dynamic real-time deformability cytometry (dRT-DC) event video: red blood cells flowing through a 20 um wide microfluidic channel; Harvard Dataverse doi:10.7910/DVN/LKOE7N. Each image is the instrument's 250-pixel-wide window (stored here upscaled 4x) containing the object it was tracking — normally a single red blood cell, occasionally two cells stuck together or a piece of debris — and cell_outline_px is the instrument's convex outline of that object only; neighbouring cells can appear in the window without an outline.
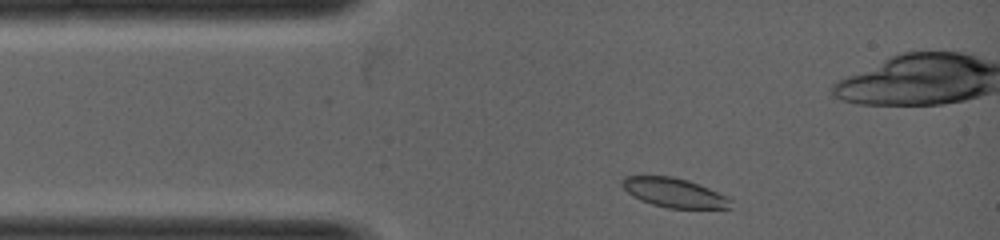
{"species": "common noctule bat (a hibernating species)", "species_latin": "Nyctalus noctula", "temperature_condition": "warm", "stored_images_in_passage": 28, "camera_frame_rate_fps": 5000, "um_per_image_px": 0.085, "animal": {"sex": "female", "body_mass_g": 19.0, "forearm_length_mm": 53.3}, "frame": {"image": 1, "passage_image": 2, "time_ms": 0.2, "image_size_px": [1000, 240], "cell_outline_px": [[732, 208], [668, 208], [652, 204], [640, 200], [628, 192], [620, 184], [620, 180], [624, 176], [672, 176], [688, 180], [728, 196], [732, 200]], "centroid_in_image_um": [57.3, 16.37], "position_along_channel_um": 27.7, "area_um2": 18.55}}
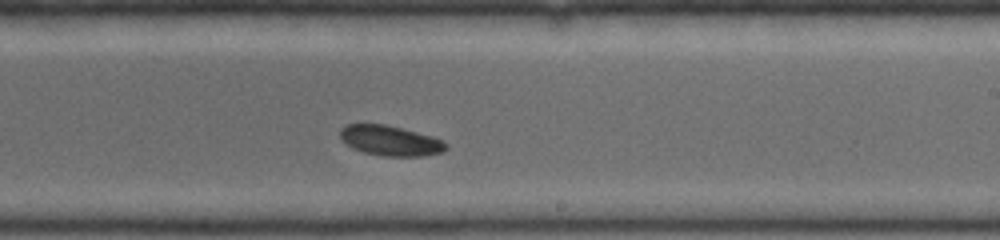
{"frame": {"image": 2, "passage_image": 17, "time_ms": 3.2, "image_size_px": [1000, 240], "cell_outline_px": [[448, 148], [444, 152], [424, 156], [384, 156], [364, 152], [352, 148], [340, 136], [340, 128], [348, 124], [384, 124], [432, 136], [448, 144]], "centroid_in_image_um": [33.2, 11.96], "position_along_channel_um": 255.8, "area_um2": 18.44}}
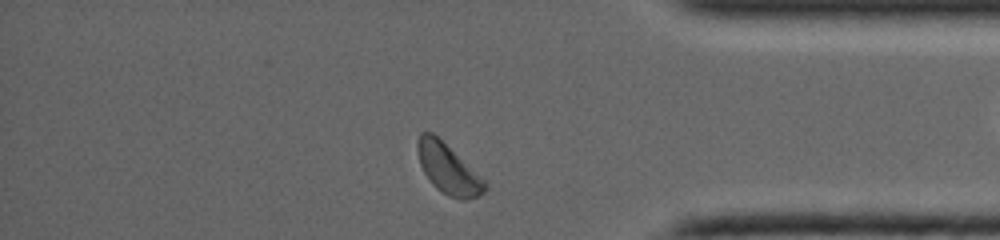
{"frame": {"image": 3, "passage_image": 26, "time_ms": 5.0, "image_size_px": [1000, 240], "cell_outline_px": [[488, 188], [484, 192], [476, 196], [464, 200], [460, 200], [448, 196], [436, 188], [432, 184], [424, 172], [420, 164], [416, 148], [416, 144], [420, 132], [432, 132], [484, 180], [488, 184]], "centroid_in_image_um": [38.06, 14.37], "position_along_channel_um": 397.1, "area_um2": 19.19}}